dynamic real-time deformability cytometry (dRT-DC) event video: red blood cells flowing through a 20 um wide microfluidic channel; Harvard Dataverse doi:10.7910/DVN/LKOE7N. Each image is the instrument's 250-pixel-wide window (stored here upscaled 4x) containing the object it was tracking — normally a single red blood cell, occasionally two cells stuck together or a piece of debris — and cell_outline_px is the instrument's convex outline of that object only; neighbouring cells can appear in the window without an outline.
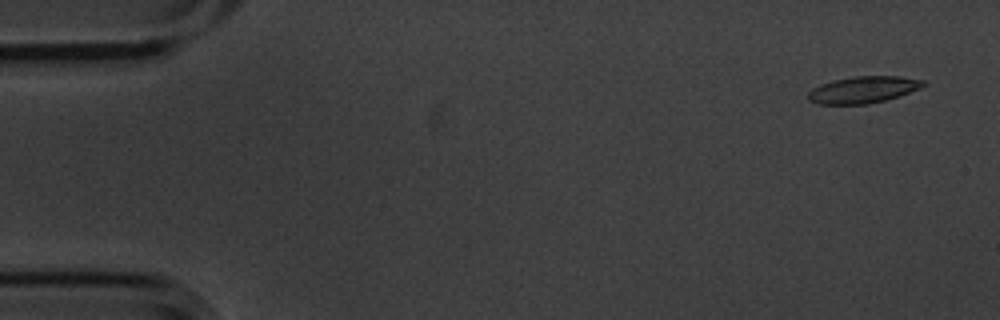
{"species": "common noctule bat (a hibernating species)", "species_latin": "Nyctalus noctula", "temperature_condition": "cold", "stored_images_in_passage": 5, "segment_of_instrument_passage": [2, 2], "camera_frame_rate_fps": 3000, "um_per_image_px": 0.085, "animal": {"sex": "male", "body_mass_g": 20.1, "forearm_length_mm": 53.5}, "frame": {"image": 1, "passage_image": 5, "time_ms": 1.333, "image_size_px": [1000, 320], "cell_outline_px": [[928, 84], [920, 88], [900, 96], [868, 104], [816, 104], [808, 100], [808, 92], [812, 88], [820, 84], [832, 80], [856, 76], [900, 76], [924, 80]], "centroid_in_image_um": [73.37, 7.62], "position_along_channel_um": 11.6, "area_um2": 18.09}}